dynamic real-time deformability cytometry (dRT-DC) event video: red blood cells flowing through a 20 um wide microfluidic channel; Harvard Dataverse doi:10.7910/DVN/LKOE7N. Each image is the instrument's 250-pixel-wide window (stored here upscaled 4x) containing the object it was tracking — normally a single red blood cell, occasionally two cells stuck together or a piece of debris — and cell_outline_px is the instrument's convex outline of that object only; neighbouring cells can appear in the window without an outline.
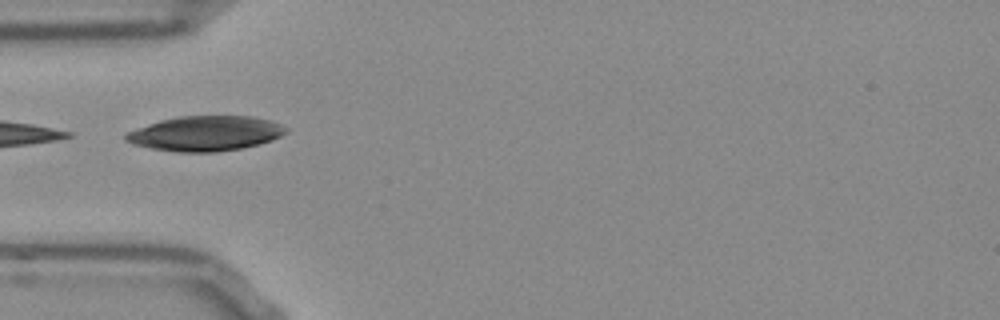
{"species": "Egyptian fruit bat (a non-hibernating species)", "species_latin": "Rousettus aegyptiacus", "temperature_condition": "room temperature", "stored_images_in_passage": 12, "camera_frame_rate_fps": 3000, "um_per_image_px": 0.085, "frame": {"image": 1, "passage_image": 1, "time_ms": 0.0, "image_size_px": [1000, 320], "cell_outline_px": [[288, 128], [280, 136], [272, 140], [260, 144], [240, 148], [216, 152], [176, 152], [152, 148], [132, 144], [124, 140], [124, 136], [128, 132], [136, 128], [160, 120], [180, 116], [252, 116], [268, 120], [280, 124]], "centroid_in_image_um": [17.44, 11.34], "position_along_channel_um": 67.6, "area_um2": 32.48}}